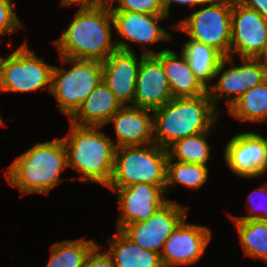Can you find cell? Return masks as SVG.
<instances>
[{
    "label": "cell",
    "mask_w": 267,
    "mask_h": 267,
    "mask_svg": "<svg viewBox=\"0 0 267 267\" xmlns=\"http://www.w3.org/2000/svg\"><path fill=\"white\" fill-rule=\"evenodd\" d=\"M110 6H79L62 35L53 40L59 56L105 61L117 50Z\"/></svg>",
    "instance_id": "1"
},
{
    "label": "cell",
    "mask_w": 267,
    "mask_h": 267,
    "mask_svg": "<svg viewBox=\"0 0 267 267\" xmlns=\"http://www.w3.org/2000/svg\"><path fill=\"white\" fill-rule=\"evenodd\" d=\"M68 168L67 150L62 138L35 143L9 165L5 178L21 195L43 194L67 179L60 174Z\"/></svg>",
    "instance_id": "2"
},
{
    "label": "cell",
    "mask_w": 267,
    "mask_h": 267,
    "mask_svg": "<svg viewBox=\"0 0 267 267\" xmlns=\"http://www.w3.org/2000/svg\"><path fill=\"white\" fill-rule=\"evenodd\" d=\"M62 137L67 150L68 167L80 176L70 181L95 183L107 187L111 181L117 146L102 132L103 126H79L69 123Z\"/></svg>",
    "instance_id": "3"
},
{
    "label": "cell",
    "mask_w": 267,
    "mask_h": 267,
    "mask_svg": "<svg viewBox=\"0 0 267 267\" xmlns=\"http://www.w3.org/2000/svg\"><path fill=\"white\" fill-rule=\"evenodd\" d=\"M220 114L209 93L172 98L153 111L154 142L167 149L177 140L214 130Z\"/></svg>",
    "instance_id": "4"
},
{
    "label": "cell",
    "mask_w": 267,
    "mask_h": 267,
    "mask_svg": "<svg viewBox=\"0 0 267 267\" xmlns=\"http://www.w3.org/2000/svg\"><path fill=\"white\" fill-rule=\"evenodd\" d=\"M168 152L156 143L119 147L116 150L112 178L107 187H129L147 183L166 187Z\"/></svg>",
    "instance_id": "5"
},
{
    "label": "cell",
    "mask_w": 267,
    "mask_h": 267,
    "mask_svg": "<svg viewBox=\"0 0 267 267\" xmlns=\"http://www.w3.org/2000/svg\"><path fill=\"white\" fill-rule=\"evenodd\" d=\"M63 65H54L50 94L57 102L63 115L70 118L95 87L102 81V62L79 60L59 56Z\"/></svg>",
    "instance_id": "6"
},
{
    "label": "cell",
    "mask_w": 267,
    "mask_h": 267,
    "mask_svg": "<svg viewBox=\"0 0 267 267\" xmlns=\"http://www.w3.org/2000/svg\"><path fill=\"white\" fill-rule=\"evenodd\" d=\"M232 0H205L198 10L172 24L190 39L230 56Z\"/></svg>",
    "instance_id": "7"
},
{
    "label": "cell",
    "mask_w": 267,
    "mask_h": 267,
    "mask_svg": "<svg viewBox=\"0 0 267 267\" xmlns=\"http://www.w3.org/2000/svg\"><path fill=\"white\" fill-rule=\"evenodd\" d=\"M50 65L30 50L27 42L21 44L0 59V94L51 91L52 70Z\"/></svg>",
    "instance_id": "8"
},
{
    "label": "cell",
    "mask_w": 267,
    "mask_h": 267,
    "mask_svg": "<svg viewBox=\"0 0 267 267\" xmlns=\"http://www.w3.org/2000/svg\"><path fill=\"white\" fill-rule=\"evenodd\" d=\"M235 58H223L215 74L217 81L208 88L210 99L221 114L224 112L217 106L221 100L228 110L244 93L267 79L266 69L258 58H240L242 64L234 66Z\"/></svg>",
    "instance_id": "9"
},
{
    "label": "cell",
    "mask_w": 267,
    "mask_h": 267,
    "mask_svg": "<svg viewBox=\"0 0 267 267\" xmlns=\"http://www.w3.org/2000/svg\"><path fill=\"white\" fill-rule=\"evenodd\" d=\"M117 50L135 52L129 43H138L141 54L156 55L158 52L151 48L161 41H171L172 34L164 29L158 22L168 19L165 14H146L130 11H111ZM119 37L121 39H119ZM129 41V42H127ZM151 48V49H150Z\"/></svg>",
    "instance_id": "10"
},
{
    "label": "cell",
    "mask_w": 267,
    "mask_h": 267,
    "mask_svg": "<svg viewBox=\"0 0 267 267\" xmlns=\"http://www.w3.org/2000/svg\"><path fill=\"white\" fill-rule=\"evenodd\" d=\"M188 212L187 206L169 199L147 221L129 223L120 231L133 243L161 254L166 240L187 217Z\"/></svg>",
    "instance_id": "11"
},
{
    "label": "cell",
    "mask_w": 267,
    "mask_h": 267,
    "mask_svg": "<svg viewBox=\"0 0 267 267\" xmlns=\"http://www.w3.org/2000/svg\"><path fill=\"white\" fill-rule=\"evenodd\" d=\"M254 131H242L224 145L227 168L237 177L260 178L267 173V137Z\"/></svg>",
    "instance_id": "12"
},
{
    "label": "cell",
    "mask_w": 267,
    "mask_h": 267,
    "mask_svg": "<svg viewBox=\"0 0 267 267\" xmlns=\"http://www.w3.org/2000/svg\"><path fill=\"white\" fill-rule=\"evenodd\" d=\"M267 46V19L232 0L230 56L258 58Z\"/></svg>",
    "instance_id": "13"
},
{
    "label": "cell",
    "mask_w": 267,
    "mask_h": 267,
    "mask_svg": "<svg viewBox=\"0 0 267 267\" xmlns=\"http://www.w3.org/2000/svg\"><path fill=\"white\" fill-rule=\"evenodd\" d=\"M106 188L116 192L119 218L116 230H120L129 223L147 221L169 200L160 186L147 183Z\"/></svg>",
    "instance_id": "14"
},
{
    "label": "cell",
    "mask_w": 267,
    "mask_h": 267,
    "mask_svg": "<svg viewBox=\"0 0 267 267\" xmlns=\"http://www.w3.org/2000/svg\"><path fill=\"white\" fill-rule=\"evenodd\" d=\"M208 226L187 223L176 227L164 244L161 255L164 267H181L199 262L212 238Z\"/></svg>",
    "instance_id": "15"
},
{
    "label": "cell",
    "mask_w": 267,
    "mask_h": 267,
    "mask_svg": "<svg viewBox=\"0 0 267 267\" xmlns=\"http://www.w3.org/2000/svg\"><path fill=\"white\" fill-rule=\"evenodd\" d=\"M143 56L116 50L102 62V81L122 106H134L136 80Z\"/></svg>",
    "instance_id": "16"
},
{
    "label": "cell",
    "mask_w": 267,
    "mask_h": 267,
    "mask_svg": "<svg viewBox=\"0 0 267 267\" xmlns=\"http://www.w3.org/2000/svg\"><path fill=\"white\" fill-rule=\"evenodd\" d=\"M172 98L162 62L155 55H144L136 80L134 106L154 111Z\"/></svg>",
    "instance_id": "17"
},
{
    "label": "cell",
    "mask_w": 267,
    "mask_h": 267,
    "mask_svg": "<svg viewBox=\"0 0 267 267\" xmlns=\"http://www.w3.org/2000/svg\"><path fill=\"white\" fill-rule=\"evenodd\" d=\"M151 114V115H150ZM113 123L117 148L153 144V111L135 106H122L107 122Z\"/></svg>",
    "instance_id": "18"
},
{
    "label": "cell",
    "mask_w": 267,
    "mask_h": 267,
    "mask_svg": "<svg viewBox=\"0 0 267 267\" xmlns=\"http://www.w3.org/2000/svg\"><path fill=\"white\" fill-rule=\"evenodd\" d=\"M163 64L173 98L198 97L208 93L191 70L185 55L164 48L155 55Z\"/></svg>",
    "instance_id": "19"
},
{
    "label": "cell",
    "mask_w": 267,
    "mask_h": 267,
    "mask_svg": "<svg viewBox=\"0 0 267 267\" xmlns=\"http://www.w3.org/2000/svg\"><path fill=\"white\" fill-rule=\"evenodd\" d=\"M121 107L109 87L101 81L69 118V122L79 126L104 127Z\"/></svg>",
    "instance_id": "20"
},
{
    "label": "cell",
    "mask_w": 267,
    "mask_h": 267,
    "mask_svg": "<svg viewBox=\"0 0 267 267\" xmlns=\"http://www.w3.org/2000/svg\"><path fill=\"white\" fill-rule=\"evenodd\" d=\"M107 254L115 267H164L161 255L133 243L120 230L107 238Z\"/></svg>",
    "instance_id": "21"
},
{
    "label": "cell",
    "mask_w": 267,
    "mask_h": 267,
    "mask_svg": "<svg viewBox=\"0 0 267 267\" xmlns=\"http://www.w3.org/2000/svg\"><path fill=\"white\" fill-rule=\"evenodd\" d=\"M179 51L187 58L195 76L208 89L214 82L216 71L224 56L212 46L190 38L184 42Z\"/></svg>",
    "instance_id": "22"
},
{
    "label": "cell",
    "mask_w": 267,
    "mask_h": 267,
    "mask_svg": "<svg viewBox=\"0 0 267 267\" xmlns=\"http://www.w3.org/2000/svg\"><path fill=\"white\" fill-rule=\"evenodd\" d=\"M227 112L240 122H267V79L244 93Z\"/></svg>",
    "instance_id": "23"
},
{
    "label": "cell",
    "mask_w": 267,
    "mask_h": 267,
    "mask_svg": "<svg viewBox=\"0 0 267 267\" xmlns=\"http://www.w3.org/2000/svg\"><path fill=\"white\" fill-rule=\"evenodd\" d=\"M97 244L84 237L55 242L50 246V256L45 267H84L87 255Z\"/></svg>",
    "instance_id": "24"
},
{
    "label": "cell",
    "mask_w": 267,
    "mask_h": 267,
    "mask_svg": "<svg viewBox=\"0 0 267 267\" xmlns=\"http://www.w3.org/2000/svg\"><path fill=\"white\" fill-rule=\"evenodd\" d=\"M214 130H209L196 135L177 140L167 148L168 160L207 165L213 159L212 150L207 139Z\"/></svg>",
    "instance_id": "25"
},
{
    "label": "cell",
    "mask_w": 267,
    "mask_h": 267,
    "mask_svg": "<svg viewBox=\"0 0 267 267\" xmlns=\"http://www.w3.org/2000/svg\"><path fill=\"white\" fill-rule=\"evenodd\" d=\"M238 232L245 256L267 263V222L230 219Z\"/></svg>",
    "instance_id": "26"
},
{
    "label": "cell",
    "mask_w": 267,
    "mask_h": 267,
    "mask_svg": "<svg viewBox=\"0 0 267 267\" xmlns=\"http://www.w3.org/2000/svg\"><path fill=\"white\" fill-rule=\"evenodd\" d=\"M208 165L181 162L176 160H167L166 187L165 195L167 197L170 188L181 186L192 190H200L203 184L208 181Z\"/></svg>",
    "instance_id": "27"
},
{
    "label": "cell",
    "mask_w": 267,
    "mask_h": 267,
    "mask_svg": "<svg viewBox=\"0 0 267 267\" xmlns=\"http://www.w3.org/2000/svg\"><path fill=\"white\" fill-rule=\"evenodd\" d=\"M267 182L261 187L256 188L251 191L247 196L248 201V212L247 216H233L228 214L229 219H239V220H260L267 222V206L264 203H267ZM261 195V196H260ZM264 202H263V199Z\"/></svg>",
    "instance_id": "28"
},
{
    "label": "cell",
    "mask_w": 267,
    "mask_h": 267,
    "mask_svg": "<svg viewBox=\"0 0 267 267\" xmlns=\"http://www.w3.org/2000/svg\"><path fill=\"white\" fill-rule=\"evenodd\" d=\"M116 3V6H113ZM111 11H130L146 14H164L161 0H112Z\"/></svg>",
    "instance_id": "29"
},
{
    "label": "cell",
    "mask_w": 267,
    "mask_h": 267,
    "mask_svg": "<svg viewBox=\"0 0 267 267\" xmlns=\"http://www.w3.org/2000/svg\"><path fill=\"white\" fill-rule=\"evenodd\" d=\"M15 5L14 0H0V37L14 34L24 26L14 10Z\"/></svg>",
    "instance_id": "30"
},
{
    "label": "cell",
    "mask_w": 267,
    "mask_h": 267,
    "mask_svg": "<svg viewBox=\"0 0 267 267\" xmlns=\"http://www.w3.org/2000/svg\"><path fill=\"white\" fill-rule=\"evenodd\" d=\"M97 244L87 255L84 267H115L107 252H101L102 246Z\"/></svg>",
    "instance_id": "31"
},
{
    "label": "cell",
    "mask_w": 267,
    "mask_h": 267,
    "mask_svg": "<svg viewBox=\"0 0 267 267\" xmlns=\"http://www.w3.org/2000/svg\"><path fill=\"white\" fill-rule=\"evenodd\" d=\"M205 0H161L164 14L169 18L170 17V6L172 4H178L182 6H187L192 9V7H199Z\"/></svg>",
    "instance_id": "32"
},
{
    "label": "cell",
    "mask_w": 267,
    "mask_h": 267,
    "mask_svg": "<svg viewBox=\"0 0 267 267\" xmlns=\"http://www.w3.org/2000/svg\"><path fill=\"white\" fill-rule=\"evenodd\" d=\"M112 0H61L59 6L69 7L73 4L79 6H110Z\"/></svg>",
    "instance_id": "33"
},
{
    "label": "cell",
    "mask_w": 267,
    "mask_h": 267,
    "mask_svg": "<svg viewBox=\"0 0 267 267\" xmlns=\"http://www.w3.org/2000/svg\"><path fill=\"white\" fill-rule=\"evenodd\" d=\"M242 5L256 10L262 17L267 19V0H236Z\"/></svg>",
    "instance_id": "34"
},
{
    "label": "cell",
    "mask_w": 267,
    "mask_h": 267,
    "mask_svg": "<svg viewBox=\"0 0 267 267\" xmlns=\"http://www.w3.org/2000/svg\"><path fill=\"white\" fill-rule=\"evenodd\" d=\"M260 60L261 64L265 67L266 72H267V46L264 49L263 53L258 57Z\"/></svg>",
    "instance_id": "35"
},
{
    "label": "cell",
    "mask_w": 267,
    "mask_h": 267,
    "mask_svg": "<svg viewBox=\"0 0 267 267\" xmlns=\"http://www.w3.org/2000/svg\"><path fill=\"white\" fill-rule=\"evenodd\" d=\"M4 121H3V119H2V117H1V115H0V127H6L5 126V123H3Z\"/></svg>",
    "instance_id": "36"
}]
</instances>
